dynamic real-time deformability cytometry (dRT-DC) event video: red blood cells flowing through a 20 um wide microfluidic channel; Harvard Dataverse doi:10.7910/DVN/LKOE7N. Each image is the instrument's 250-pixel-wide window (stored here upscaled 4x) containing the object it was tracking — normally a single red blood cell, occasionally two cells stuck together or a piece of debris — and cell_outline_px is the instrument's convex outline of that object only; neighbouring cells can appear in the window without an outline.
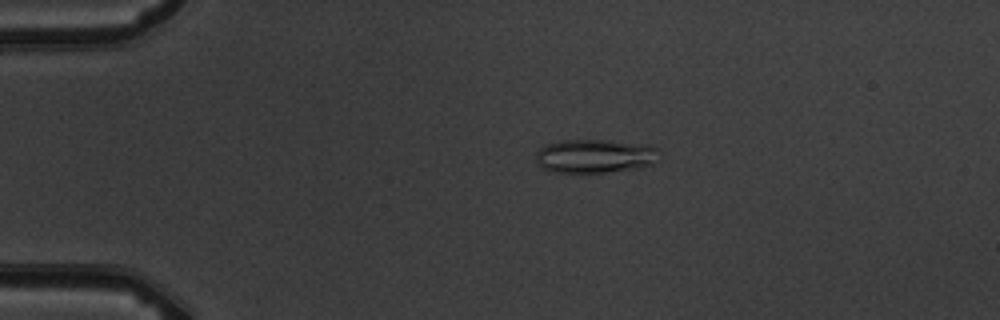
{"species": "common noctule bat (a hibernating species)", "species_latin": "Nyctalus noctula", "temperature_condition": "warm", "stored_images_in_passage": 5, "camera_frame_rate_fps": 3000, "um_per_image_px": 0.085, "animal": {"sex": "male", "body_mass_g": 19.5, "forearm_length_mm": 54.6}, "frame": {"image": 1, "passage_image": 3, "time_ms": 2.333, "image_size_px": [1000, 320], "cell_outline_px": [[660, 152], [652, 164], [640, 168], [604, 172], [552, 172], [544, 168], [536, 160], [536, 152], [540, 148], [548, 144], [560, 140], [612, 140], [652, 144]], "centroid_in_image_um": [50.62, 13.24], "position_along_channel_um": 34.4, "area_um2": 24.39}}
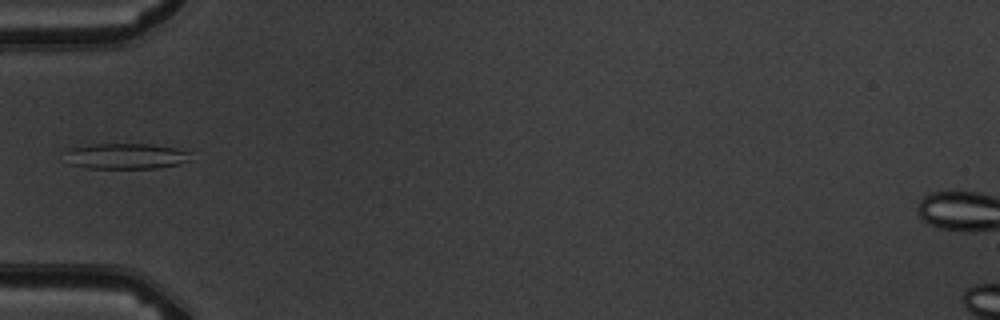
{"frame": {"image": 2, "passage_image": 5, "time_ms": 4.667, "image_size_px": [1000, 320], "cell_outline_px": [[192, 152], [188, 160], [176, 164], [156, 168], [88, 168], [72, 164], [60, 152], [68, 148], [88, 144], [152, 144], [176, 148]], "centroid_in_image_um": [10.63, 13.25], "position_along_channel_um": 74.4, "area_um2": 18.96}}